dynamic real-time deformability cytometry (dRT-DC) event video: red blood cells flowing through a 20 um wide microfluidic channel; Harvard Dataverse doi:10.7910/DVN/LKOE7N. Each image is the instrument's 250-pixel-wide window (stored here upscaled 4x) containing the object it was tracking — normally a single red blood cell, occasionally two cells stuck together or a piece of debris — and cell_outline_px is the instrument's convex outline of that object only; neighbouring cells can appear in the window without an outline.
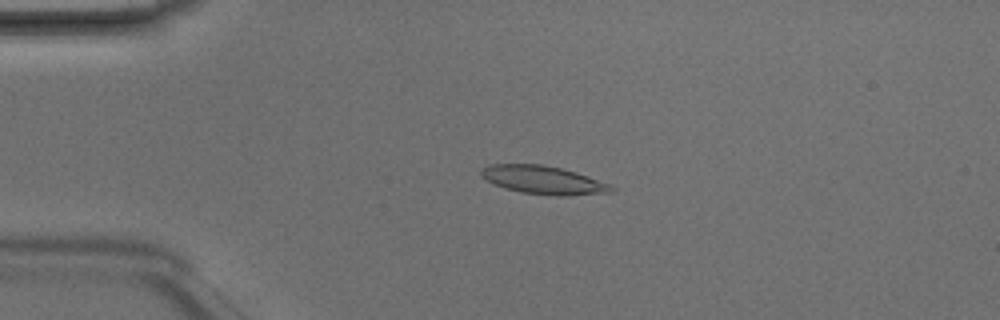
{"species": "Egyptian fruit bat (a non-hibernating species)", "species_latin": "Rousettus aegyptiacus", "temperature_condition": "room temperature", "stored_images_in_passage": 7, "camera_frame_rate_fps": 3000, "um_per_image_px": 0.085, "animal": {"sex": "male"}, "frame": {"image": 1, "passage_image": 2, "time_ms": 0.333, "image_size_px": [1000, 320], "cell_outline_px": [[616, 188], [612, 192], [568, 196], [556, 196], [520, 192], [504, 188], [480, 176], [480, 168], [492, 164], [540, 164], [560, 168], [576, 172], [612, 184]], "centroid_in_image_um": [46.21, 15.3], "position_along_channel_um": 38.8, "area_um2": 21.56}}
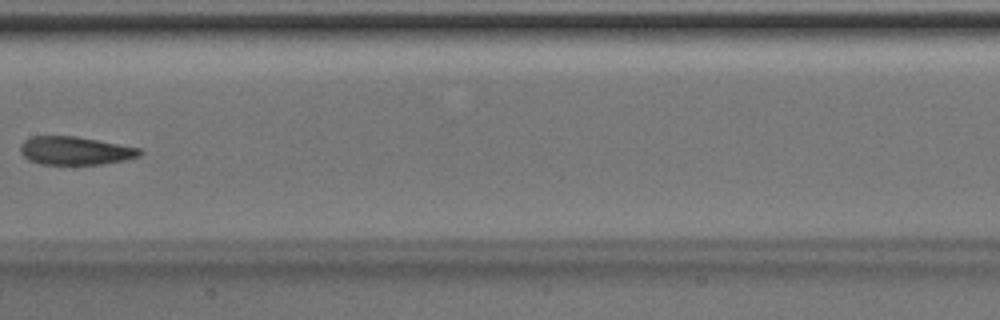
{"frame": {"image": 2, "passage_image": 6, "time_ms": 1.667, "image_size_px": [1000, 320], "cell_outline_px": [[144, 152], [140, 156], [124, 160], [100, 164], [40, 164], [28, 160], [20, 152], [20, 144], [24, 140], [32, 136], [76, 136], [140, 148]], "centroid_in_image_um": [6.37, 12.81], "position_along_channel_um": 201.0, "area_um2": 19.65}}
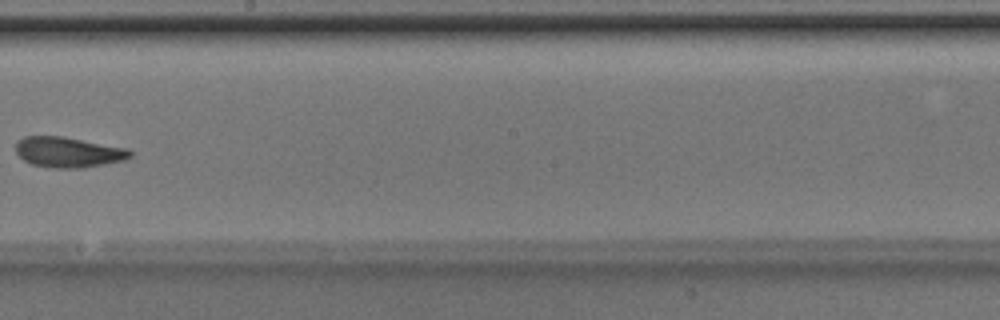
{"frame": {"image": 3, "passage_image": 7, "time_ms": 2.0, "image_size_px": [1000, 320], "cell_outline_px": [[132, 156], [124, 160], [84, 168], [52, 168], [32, 164], [24, 160], [16, 152], [16, 140], [24, 136], [64, 136], [128, 148], [132, 152]], "centroid_in_image_um": [5.81, 12.93], "position_along_channel_um": 242.4, "area_um2": 20.46}}